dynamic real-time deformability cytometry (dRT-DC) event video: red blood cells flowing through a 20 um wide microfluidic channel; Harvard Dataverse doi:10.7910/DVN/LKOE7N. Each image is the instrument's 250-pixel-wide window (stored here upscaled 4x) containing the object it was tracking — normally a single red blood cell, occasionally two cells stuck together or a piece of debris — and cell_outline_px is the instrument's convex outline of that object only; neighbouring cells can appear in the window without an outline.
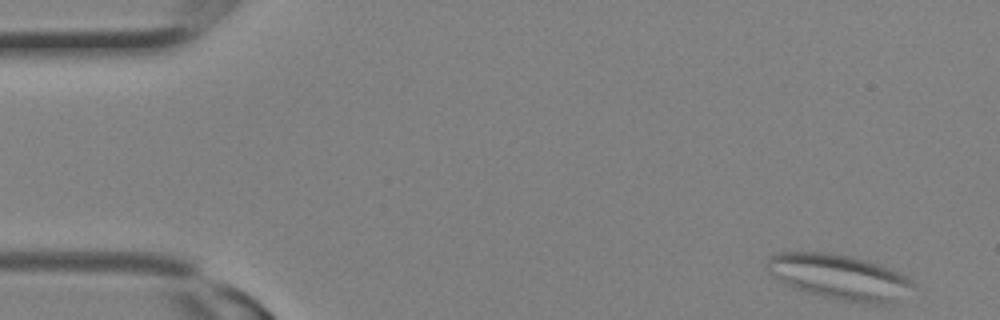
{"species": "Egyptian fruit bat (a non-hibernating species)", "species_latin": "Rousettus aegyptiacus", "temperature_condition": "room temperature", "stored_images_in_passage": 7, "camera_frame_rate_fps": 3000, "um_per_image_px": 0.085, "animal": {"sex": "female"}, "frame": {"image": 1, "passage_image": 1, "time_ms": 0.0, "image_size_px": [1000, 320], "cell_outline_px": [[912, 284], [892, 304], [872, 304], [844, 300], [824, 296], [792, 288], [772, 276], [768, 272], [764, 264], [776, 252], [824, 252], [848, 256], [864, 260], [892, 268], [912, 280]], "centroid_in_image_um": [71.27, 23.53], "position_along_channel_um": 13.7, "area_um2": 37.86}}